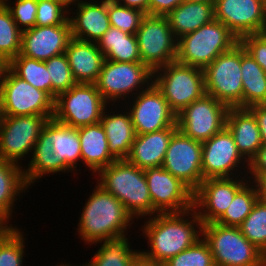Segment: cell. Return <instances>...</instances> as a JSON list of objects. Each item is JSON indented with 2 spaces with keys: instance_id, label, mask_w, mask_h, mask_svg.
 Here are the masks:
<instances>
[{
  "instance_id": "26",
  "label": "cell",
  "mask_w": 266,
  "mask_h": 266,
  "mask_svg": "<svg viewBox=\"0 0 266 266\" xmlns=\"http://www.w3.org/2000/svg\"><path fill=\"white\" fill-rule=\"evenodd\" d=\"M106 110L102 113L100 123L107 137L109 153L115 160H126L136 137L130 114L127 109L117 114Z\"/></svg>"
},
{
  "instance_id": "11",
  "label": "cell",
  "mask_w": 266,
  "mask_h": 266,
  "mask_svg": "<svg viewBox=\"0 0 266 266\" xmlns=\"http://www.w3.org/2000/svg\"><path fill=\"white\" fill-rule=\"evenodd\" d=\"M135 36L141 62L152 72L176 61L178 39L166 16L146 15Z\"/></svg>"
},
{
  "instance_id": "54",
  "label": "cell",
  "mask_w": 266,
  "mask_h": 266,
  "mask_svg": "<svg viewBox=\"0 0 266 266\" xmlns=\"http://www.w3.org/2000/svg\"><path fill=\"white\" fill-rule=\"evenodd\" d=\"M119 0H101L99 2H104V3H117Z\"/></svg>"
},
{
  "instance_id": "55",
  "label": "cell",
  "mask_w": 266,
  "mask_h": 266,
  "mask_svg": "<svg viewBox=\"0 0 266 266\" xmlns=\"http://www.w3.org/2000/svg\"><path fill=\"white\" fill-rule=\"evenodd\" d=\"M57 266H72V264L70 265V264H60V265H57ZM74 266V265H73ZM78 266H81V265H78ZM82 266H87V264L85 263V264H83Z\"/></svg>"
},
{
  "instance_id": "13",
  "label": "cell",
  "mask_w": 266,
  "mask_h": 266,
  "mask_svg": "<svg viewBox=\"0 0 266 266\" xmlns=\"http://www.w3.org/2000/svg\"><path fill=\"white\" fill-rule=\"evenodd\" d=\"M2 116L54 115V100L7 70L0 89Z\"/></svg>"
},
{
  "instance_id": "30",
  "label": "cell",
  "mask_w": 266,
  "mask_h": 266,
  "mask_svg": "<svg viewBox=\"0 0 266 266\" xmlns=\"http://www.w3.org/2000/svg\"><path fill=\"white\" fill-rule=\"evenodd\" d=\"M105 59L115 62H141L137 39L118 28H110L96 43Z\"/></svg>"
},
{
  "instance_id": "37",
  "label": "cell",
  "mask_w": 266,
  "mask_h": 266,
  "mask_svg": "<svg viewBox=\"0 0 266 266\" xmlns=\"http://www.w3.org/2000/svg\"><path fill=\"white\" fill-rule=\"evenodd\" d=\"M24 232L10 226L0 235V266H23Z\"/></svg>"
},
{
  "instance_id": "44",
  "label": "cell",
  "mask_w": 266,
  "mask_h": 266,
  "mask_svg": "<svg viewBox=\"0 0 266 266\" xmlns=\"http://www.w3.org/2000/svg\"><path fill=\"white\" fill-rule=\"evenodd\" d=\"M247 169L243 168L244 171L240 173L242 175L245 170L244 176L246 175L250 181L255 182L261 175H266V144H263L256 152V154L248 162ZM250 173L252 176H248ZM252 179V180H251Z\"/></svg>"
},
{
  "instance_id": "42",
  "label": "cell",
  "mask_w": 266,
  "mask_h": 266,
  "mask_svg": "<svg viewBox=\"0 0 266 266\" xmlns=\"http://www.w3.org/2000/svg\"><path fill=\"white\" fill-rule=\"evenodd\" d=\"M14 6L9 5V0L2 2L9 9L12 18L21 31L31 29L36 23L37 0H15Z\"/></svg>"
},
{
  "instance_id": "8",
  "label": "cell",
  "mask_w": 266,
  "mask_h": 266,
  "mask_svg": "<svg viewBox=\"0 0 266 266\" xmlns=\"http://www.w3.org/2000/svg\"><path fill=\"white\" fill-rule=\"evenodd\" d=\"M205 93L228 108H243L241 43L220 54L204 70Z\"/></svg>"
},
{
  "instance_id": "2",
  "label": "cell",
  "mask_w": 266,
  "mask_h": 266,
  "mask_svg": "<svg viewBox=\"0 0 266 266\" xmlns=\"http://www.w3.org/2000/svg\"><path fill=\"white\" fill-rule=\"evenodd\" d=\"M147 220L141 227L150 249L141 252L161 264L202 237V222L193 208L181 213H157Z\"/></svg>"
},
{
  "instance_id": "3",
  "label": "cell",
  "mask_w": 266,
  "mask_h": 266,
  "mask_svg": "<svg viewBox=\"0 0 266 266\" xmlns=\"http://www.w3.org/2000/svg\"><path fill=\"white\" fill-rule=\"evenodd\" d=\"M92 192L79 218L77 231L81 240L94 245L101 240L128 235L126 229L134 219L124 205L98 183Z\"/></svg>"
},
{
  "instance_id": "25",
  "label": "cell",
  "mask_w": 266,
  "mask_h": 266,
  "mask_svg": "<svg viewBox=\"0 0 266 266\" xmlns=\"http://www.w3.org/2000/svg\"><path fill=\"white\" fill-rule=\"evenodd\" d=\"M226 127L232 133L238 151L249 162L263 145L254 114L248 108H229Z\"/></svg>"
},
{
  "instance_id": "21",
  "label": "cell",
  "mask_w": 266,
  "mask_h": 266,
  "mask_svg": "<svg viewBox=\"0 0 266 266\" xmlns=\"http://www.w3.org/2000/svg\"><path fill=\"white\" fill-rule=\"evenodd\" d=\"M69 19L61 25L34 26L21 33L20 54L39 61L64 54L71 39Z\"/></svg>"
},
{
  "instance_id": "16",
  "label": "cell",
  "mask_w": 266,
  "mask_h": 266,
  "mask_svg": "<svg viewBox=\"0 0 266 266\" xmlns=\"http://www.w3.org/2000/svg\"><path fill=\"white\" fill-rule=\"evenodd\" d=\"M162 167L194 192L203 181L202 142L177 130L169 142Z\"/></svg>"
},
{
  "instance_id": "56",
  "label": "cell",
  "mask_w": 266,
  "mask_h": 266,
  "mask_svg": "<svg viewBox=\"0 0 266 266\" xmlns=\"http://www.w3.org/2000/svg\"><path fill=\"white\" fill-rule=\"evenodd\" d=\"M262 1V4H263V7L265 8L266 10V0H261Z\"/></svg>"
},
{
  "instance_id": "50",
  "label": "cell",
  "mask_w": 266,
  "mask_h": 266,
  "mask_svg": "<svg viewBox=\"0 0 266 266\" xmlns=\"http://www.w3.org/2000/svg\"><path fill=\"white\" fill-rule=\"evenodd\" d=\"M8 69L9 61L5 57L0 55V89Z\"/></svg>"
},
{
  "instance_id": "31",
  "label": "cell",
  "mask_w": 266,
  "mask_h": 266,
  "mask_svg": "<svg viewBox=\"0 0 266 266\" xmlns=\"http://www.w3.org/2000/svg\"><path fill=\"white\" fill-rule=\"evenodd\" d=\"M243 108L266 104V73L241 45Z\"/></svg>"
},
{
  "instance_id": "14",
  "label": "cell",
  "mask_w": 266,
  "mask_h": 266,
  "mask_svg": "<svg viewBox=\"0 0 266 266\" xmlns=\"http://www.w3.org/2000/svg\"><path fill=\"white\" fill-rule=\"evenodd\" d=\"M228 109L205 93L176 115L178 130L187 137L204 142L226 126Z\"/></svg>"
},
{
  "instance_id": "43",
  "label": "cell",
  "mask_w": 266,
  "mask_h": 266,
  "mask_svg": "<svg viewBox=\"0 0 266 266\" xmlns=\"http://www.w3.org/2000/svg\"><path fill=\"white\" fill-rule=\"evenodd\" d=\"M239 42L266 73V32L243 36Z\"/></svg>"
},
{
  "instance_id": "5",
  "label": "cell",
  "mask_w": 266,
  "mask_h": 266,
  "mask_svg": "<svg viewBox=\"0 0 266 266\" xmlns=\"http://www.w3.org/2000/svg\"><path fill=\"white\" fill-rule=\"evenodd\" d=\"M238 43L239 39L222 22L214 19L178 39L176 61L204 70Z\"/></svg>"
},
{
  "instance_id": "51",
  "label": "cell",
  "mask_w": 266,
  "mask_h": 266,
  "mask_svg": "<svg viewBox=\"0 0 266 266\" xmlns=\"http://www.w3.org/2000/svg\"><path fill=\"white\" fill-rule=\"evenodd\" d=\"M57 1L59 3H61L62 5H64L67 9H69V7L71 5L74 6V4L78 1V0H54ZM70 5V6H69Z\"/></svg>"
},
{
  "instance_id": "34",
  "label": "cell",
  "mask_w": 266,
  "mask_h": 266,
  "mask_svg": "<svg viewBox=\"0 0 266 266\" xmlns=\"http://www.w3.org/2000/svg\"><path fill=\"white\" fill-rule=\"evenodd\" d=\"M258 199V189L256 184L254 185V182L248 181L236 193L231 205L216 223L224 226L239 227L250 214Z\"/></svg>"
},
{
  "instance_id": "18",
  "label": "cell",
  "mask_w": 266,
  "mask_h": 266,
  "mask_svg": "<svg viewBox=\"0 0 266 266\" xmlns=\"http://www.w3.org/2000/svg\"><path fill=\"white\" fill-rule=\"evenodd\" d=\"M240 164L248 168V161L238 151L234 137L226 126L210 139L202 142L203 180L230 178L234 175L238 177L236 172H239L237 169L240 168Z\"/></svg>"
},
{
  "instance_id": "24",
  "label": "cell",
  "mask_w": 266,
  "mask_h": 266,
  "mask_svg": "<svg viewBox=\"0 0 266 266\" xmlns=\"http://www.w3.org/2000/svg\"><path fill=\"white\" fill-rule=\"evenodd\" d=\"M65 54L76 83L95 84L105 61L97 44L71 38Z\"/></svg>"
},
{
  "instance_id": "17",
  "label": "cell",
  "mask_w": 266,
  "mask_h": 266,
  "mask_svg": "<svg viewBox=\"0 0 266 266\" xmlns=\"http://www.w3.org/2000/svg\"><path fill=\"white\" fill-rule=\"evenodd\" d=\"M209 178L193 193V209L202 224L216 222L231 205L236 193L249 181L246 177ZM245 179V180H244Z\"/></svg>"
},
{
  "instance_id": "27",
  "label": "cell",
  "mask_w": 266,
  "mask_h": 266,
  "mask_svg": "<svg viewBox=\"0 0 266 266\" xmlns=\"http://www.w3.org/2000/svg\"><path fill=\"white\" fill-rule=\"evenodd\" d=\"M78 135L82 163L95 173L94 176L115 161L109 153L107 137L100 122L79 127Z\"/></svg>"
},
{
  "instance_id": "20",
  "label": "cell",
  "mask_w": 266,
  "mask_h": 266,
  "mask_svg": "<svg viewBox=\"0 0 266 266\" xmlns=\"http://www.w3.org/2000/svg\"><path fill=\"white\" fill-rule=\"evenodd\" d=\"M214 16L239 40L266 32V10L261 0H215Z\"/></svg>"
},
{
  "instance_id": "57",
  "label": "cell",
  "mask_w": 266,
  "mask_h": 266,
  "mask_svg": "<svg viewBox=\"0 0 266 266\" xmlns=\"http://www.w3.org/2000/svg\"><path fill=\"white\" fill-rule=\"evenodd\" d=\"M1 117H2V114H1V107H0V121H1Z\"/></svg>"
},
{
  "instance_id": "15",
  "label": "cell",
  "mask_w": 266,
  "mask_h": 266,
  "mask_svg": "<svg viewBox=\"0 0 266 266\" xmlns=\"http://www.w3.org/2000/svg\"><path fill=\"white\" fill-rule=\"evenodd\" d=\"M152 200V216L181 213L193 208V191L162 166L144 170Z\"/></svg>"
},
{
  "instance_id": "23",
  "label": "cell",
  "mask_w": 266,
  "mask_h": 266,
  "mask_svg": "<svg viewBox=\"0 0 266 266\" xmlns=\"http://www.w3.org/2000/svg\"><path fill=\"white\" fill-rule=\"evenodd\" d=\"M177 123L166 129L136 135L126 160L140 169L162 166Z\"/></svg>"
},
{
  "instance_id": "32",
  "label": "cell",
  "mask_w": 266,
  "mask_h": 266,
  "mask_svg": "<svg viewBox=\"0 0 266 266\" xmlns=\"http://www.w3.org/2000/svg\"><path fill=\"white\" fill-rule=\"evenodd\" d=\"M102 242V243H101ZM101 247L89 260L87 266H131L134 257L140 252L130 247L129 239L125 236L101 240Z\"/></svg>"
},
{
  "instance_id": "12",
  "label": "cell",
  "mask_w": 266,
  "mask_h": 266,
  "mask_svg": "<svg viewBox=\"0 0 266 266\" xmlns=\"http://www.w3.org/2000/svg\"><path fill=\"white\" fill-rule=\"evenodd\" d=\"M53 116H2L0 121V158L21 166L20 160H23L25 155L32 154L44 125Z\"/></svg>"
},
{
  "instance_id": "33",
  "label": "cell",
  "mask_w": 266,
  "mask_h": 266,
  "mask_svg": "<svg viewBox=\"0 0 266 266\" xmlns=\"http://www.w3.org/2000/svg\"><path fill=\"white\" fill-rule=\"evenodd\" d=\"M9 69L36 89L46 92L52 98V83L45 61H39L20 53L9 61Z\"/></svg>"
},
{
  "instance_id": "36",
  "label": "cell",
  "mask_w": 266,
  "mask_h": 266,
  "mask_svg": "<svg viewBox=\"0 0 266 266\" xmlns=\"http://www.w3.org/2000/svg\"><path fill=\"white\" fill-rule=\"evenodd\" d=\"M21 33L9 9L0 1V55L8 61L20 53Z\"/></svg>"
},
{
  "instance_id": "35",
  "label": "cell",
  "mask_w": 266,
  "mask_h": 266,
  "mask_svg": "<svg viewBox=\"0 0 266 266\" xmlns=\"http://www.w3.org/2000/svg\"><path fill=\"white\" fill-rule=\"evenodd\" d=\"M239 228L242 235L266 255V203L258 199Z\"/></svg>"
},
{
  "instance_id": "40",
  "label": "cell",
  "mask_w": 266,
  "mask_h": 266,
  "mask_svg": "<svg viewBox=\"0 0 266 266\" xmlns=\"http://www.w3.org/2000/svg\"><path fill=\"white\" fill-rule=\"evenodd\" d=\"M146 14L140 10L121 5L108 3V18L110 26L118 28L128 34H136L142 19Z\"/></svg>"
},
{
  "instance_id": "4",
  "label": "cell",
  "mask_w": 266,
  "mask_h": 266,
  "mask_svg": "<svg viewBox=\"0 0 266 266\" xmlns=\"http://www.w3.org/2000/svg\"><path fill=\"white\" fill-rule=\"evenodd\" d=\"M97 174L96 183L117 198L132 218L152 216V200L143 169L127 160H115Z\"/></svg>"
},
{
  "instance_id": "52",
  "label": "cell",
  "mask_w": 266,
  "mask_h": 266,
  "mask_svg": "<svg viewBox=\"0 0 266 266\" xmlns=\"http://www.w3.org/2000/svg\"><path fill=\"white\" fill-rule=\"evenodd\" d=\"M10 226H12V224L7 225V223L2 218H0V235Z\"/></svg>"
},
{
  "instance_id": "45",
  "label": "cell",
  "mask_w": 266,
  "mask_h": 266,
  "mask_svg": "<svg viewBox=\"0 0 266 266\" xmlns=\"http://www.w3.org/2000/svg\"><path fill=\"white\" fill-rule=\"evenodd\" d=\"M185 0H149V15L167 16Z\"/></svg>"
},
{
  "instance_id": "28",
  "label": "cell",
  "mask_w": 266,
  "mask_h": 266,
  "mask_svg": "<svg viewBox=\"0 0 266 266\" xmlns=\"http://www.w3.org/2000/svg\"><path fill=\"white\" fill-rule=\"evenodd\" d=\"M166 17L175 37L179 39L215 19L214 3L183 1Z\"/></svg>"
},
{
  "instance_id": "41",
  "label": "cell",
  "mask_w": 266,
  "mask_h": 266,
  "mask_svg": "<svg viewBox=\"0 0 266 266\" xmlns=\"http://www.w3.org/2000/svg\"><path fill=\"white\" fill-rule=\"evenodd\" d=\"M71 15L61 3L54 0H37L35 26H53L64 24Z\"/></svg>"
},
{
  "instance_id": "1",
  "label": "cell",
  "mask_w": 266,
  "mask_h": 266,
  "mask_svg": "<svg viewBox=\"0 0 266 266\" xmlns=\"http://www.w3.org/2000/svg\"><path fill=\"white\" fill-rule=\"evenodd\" d=\"M24 178L30 187L46 174L77 170L81 159L78 128L49 119L44 125L32 151Z\"/></svg>"
},
{
  "instance_id": "48",
  "label": "cell",
  "mask_w": 266,
  "mask_h": 266,
  "mask_svg": "<svg viewBox=\"0 0 266 266\" xmlns=\"http://www.w3.org/2000/svg\"><path fill=\"white\" fill-rule=\"evenodd\" d=\"M131 266H163V264L148 258L140 250V252L134 257Z\"/></svg>"
},
{
  "instance_id": "46",
  "label": "cell",
  "mask_w": 266,
  "mask_h": 266,
  "mask_svg": "<svg viewBox=\"0 0 266 266\" xmlns=\"http://www.w3.org/2000/svg\"><path fill=\"white\" fill-rule=\"evenodd\" d=\"M255 116L260 130L262 144H266V104L254 105L248 108Z\"/></svg>"
},
{
  "instance_id": "47",
  "label": "cell",
  "mask_w": 266,
  "mask_h": 266,
  "mask_svg": "<svg viewBox=\"0 0 266 266\" xmlns=\"http://www.w3.org/2000/svg\"><path fill=\"white\" fill-rule=\"evenodd\" d=\"M117 3L149 15V0H119Z\"/></svg>"
},
{
  "instance_id": "22",
  "label": "cell",
  "mask_w": 266,
  "mask_h": 266,
  "mask_svg": "<svg viewBox=\"0 0 266 266\" xmlns=\"http://www.w3.org/2000/svg\"><path fill=\"white\" fill-rule=\"evenodd\" d=\"M74 5L77 9L68 19L71 24V37L97 43L101 36L110 28L108 3H96L78 0Z\"/></svg>"
},
{
  "instance_id": "39",
  "label": "cell",
  "mask_w": 266,
  "mask_h": 266,
  "mask_svg": "<svg viewBox=\"0 0 266 266\" xmlns=\"http://www.w3.org/2000/svg\"><path fill=\"white\" fill-rule=\"evenodd\" d=\"M163 266H216L209 245L201 237L192 246L168 259Z\"/></svg>"
},
{
  "instance_id": "49",
  "label": "cell",
  "mask_w": 266,
  "mask_h": 266,
  "mask_svg": "<svg viewBox=\"0 0 266 266\" xmlns=\"http://www.w3.org/2000/svg\"><path fill=\"white\" fill-rule=\"evenodd\" d=\"M254 183L258 189V198L266 203V175H261Z\"/></svg>"
},
{
  "instance_id": "10",
  "label": "cell",
  "mask_w": 266,
  "mask_h": 266,
  "mask_svg": "<svg viewBox=\"0 0 266 266\" xmlns=\"http://www.w3.org/2000/svg\"><path fill=\"white\" fill-rule=\"evenodd\" d=\"M152 83L153 72L142 62H115L105 59L95 85L105 102L109 104L118 100L120 102L126 95L127 98L133 94L135 97Z\"/></svg>"
},
{
  "instance_id": "29",
  "label": "cell",
  "mask_w": 266,
  "mask_h": 266,
  "mask_svg": "<svg viewBox=\"0 0 266 266\" xmlns=\"http://www.w3.org/2000/svg\"><path fill=\"white\" fill-rule=\"evenodd\" d=\"M23 166L0 158V218L9 224L15 201L27 191ZM19 195V197H18Z\"/></svg>"
},
{
  "instance_id": "9",
  "label": "cell",
  "mask_w": 266,
  "mask_h": 266,
  "mask_svg": "<svg viewBox=\"0 0 266 266\" xmlns=\"http://www.w3.org/2000/svg\"><path fill=\"white\" fill-rule=\"evenodd\" d=\"M107 106L109 105L95 84L76 83L56 97L53 118L65 125L79 128L100 122Z\"/></svg>"
},
{
  "instance_id": "53",
  "label": "cell",
  "mask_w": 266,
  "mask_h": 266,
  "mask_svg": "<svg viewBox=\"0 0 266 266\" xmlns=\"http://www.w3.org/2000/svg\"><path fill=\"white\" fill-rule=\"evenodd\" d=\"M188 2H198V3H214L215 0H185Z\"/></svg>"
},
{
  "instance_id": "6",
  "label": "cell",
  "mask_w": 266,
  "mask_h": 266,
  "mask_svg": "<svg viewBox=\"0 0 266 266\" xmlns=\"http://www.w3.org/2000/svg\"><path fill=\"white\" fill-rule=\"evenodd\" d=\"M201 236L216 266H266V255L242 235L239 227L202 224Z\"/></svg>"
},
{
  "instance_id": "7",
  "label": "cell",
  "mask_w": 266,
  "mask_h": 266,
  "mask_svg": "<svg viewBox=\"0 0 266 266\" xmlns=\"http://www.w3.org/2000/svg\"><path fill=\"white\" fill-rule=\"evenodd\" d=\"M153 83L176 115L205 94L204 71L177 61L155 70Z\"/></svg>"
},
{
  "instance_id": "38",
  "label": "cell",
  "mask_w": 266,
  "mask_h": 266,
  "mask_svg": "<svg viewBox=\"0 0 266 266\" xmlns=\"http://www.w3.org/2000/svg\"><path fill=\"white\" fill-rule=\"evenodd\" d=\"M52 83V99L76 84L66 54L53 56L45 61Z\"/></svg>"
},
{
  "instance_id": "19",
  "label": "cell",
  "mask_w": 266,
  "mask_h": 266,
  "mask_svg": "<svg viewBox=\"0 0 266 266\" xmlns=\"http://www.w3.org/2000/svg\"><path fill=\"white\" fill-rule=\"evenodd\" d=\"M132 98L134 100L128 112L136 135L159 131L176 124V114L154 83Z\"/></svg>"
}]
</instances>
